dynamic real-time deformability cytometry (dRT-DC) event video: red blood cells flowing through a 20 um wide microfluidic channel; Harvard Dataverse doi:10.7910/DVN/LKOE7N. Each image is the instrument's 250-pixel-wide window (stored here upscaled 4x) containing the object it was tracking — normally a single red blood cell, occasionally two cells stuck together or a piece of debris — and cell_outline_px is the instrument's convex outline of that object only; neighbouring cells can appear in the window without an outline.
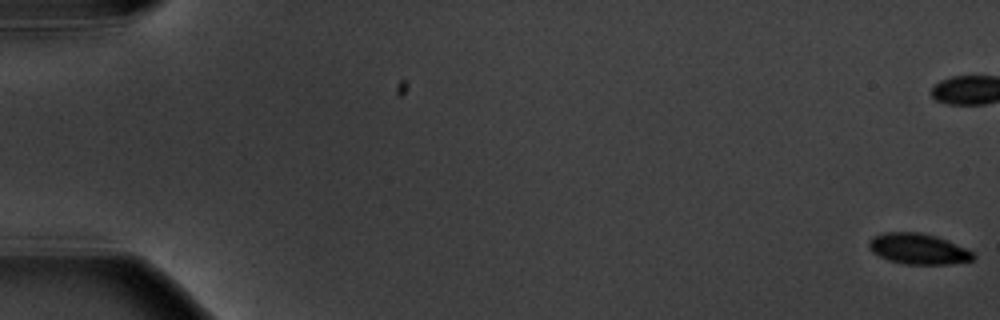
{"species": "common noctule bat (a hibernating species)", "species_latin": "Nyctalus noctula", "temperature_condition": "warm", "stored_images_in_passage": 5, "camera_frame_rate_fps": 3000, "um_per_image_px": 0.085, "animal": {"sex": "male", "body_mass_g": 20.1, "forearm_length_mm": 53.5}, "frame": {"image": 1, "passage_image": 1, "time_ms": 0.0, "image_size_px": [1000, 320], "cell_outline_px": [[976, 256], [972, 260], [948, 264], [904, 264], [888, 260], [872, 252], [868, 248], [868, 240], [872, 236], [884, 232], [920, 232], [936, 236], [948, 240], [972, 252]], "centroid_in_image_um": [78.0, 21.14], "position_along_channel_um": 7.0, "area_um2": 18.73}}